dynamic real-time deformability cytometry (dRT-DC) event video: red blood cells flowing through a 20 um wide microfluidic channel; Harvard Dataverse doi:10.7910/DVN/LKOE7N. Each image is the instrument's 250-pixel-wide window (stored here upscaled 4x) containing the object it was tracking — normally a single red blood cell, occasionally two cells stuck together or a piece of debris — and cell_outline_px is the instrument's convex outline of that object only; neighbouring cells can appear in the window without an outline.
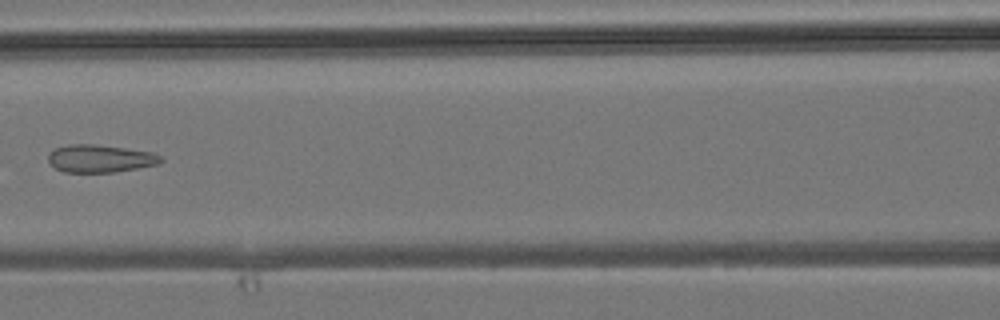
{"species": "common noctule bat (a hibernating species)", "species_latin": "Nyctalus noctula", "temperature_condition": "room temperature", "stored_images_in_passage": 6, "camera_frame_rate_fps": 3000, "um_per_image_px": 0.085, "animal": {"sex": "male", "body_mass_g": 19.2, "forearm_length_mm": 51.8}, "frame": {"image": 1, "passage_image": 6, "time_ms": 5.667, "image_size_px": [1000, 320], "cell_outline_px": [[164, 160], [160, 164], [112, 172], [64, 172], [56, 168], [48, 160], [48, 156], [56, 148], [68, 144], [92, 144], [124, 148], [152, 152], [160, 156]], "centroid_in_image_um": [8.53, 13.47], "position_along_channel_um": 158.1, "area_um2": 17.92}}